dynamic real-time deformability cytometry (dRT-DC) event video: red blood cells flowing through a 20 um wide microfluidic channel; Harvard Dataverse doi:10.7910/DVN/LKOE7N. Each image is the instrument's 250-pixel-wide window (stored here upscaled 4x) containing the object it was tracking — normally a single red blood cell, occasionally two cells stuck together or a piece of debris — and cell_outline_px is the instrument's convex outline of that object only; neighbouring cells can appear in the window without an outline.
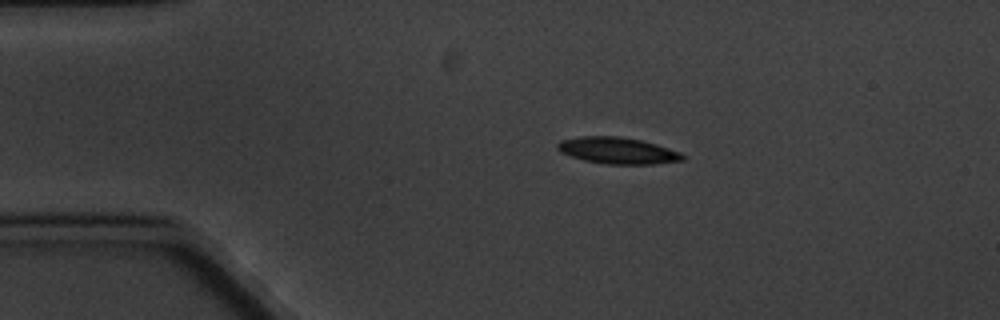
{"species": "common noctule bat (a hibernating species)", "species_latin": "Nyctalus noctula", "temperature_condition": "cold", "stored_images_in_passage": 4, "camera_frame_rate_fps": 3000, "um_per_image_px": 0.085, "animal": {"sex": "male", "body_mass_g": 20.1, "forearm_length_mm": 53.5}, "frame": {"image": 1, "passage_image": 2, "time_ms": 2.333, "image_size_px": [1000, 320], "cell_outline_px": [[684, 160], [652, 164], [604, 164], [584, 160], [560, 152], [556, 148], [556, 144], [560, 140], [580, 136], [616, 136], [640, 140], [656, 144], [680, 152], [684, 156]], "centroid_in_image_um": [52.46, 12.8], "position_along_channel_um": 32.5, "area_um2": 19.25}}